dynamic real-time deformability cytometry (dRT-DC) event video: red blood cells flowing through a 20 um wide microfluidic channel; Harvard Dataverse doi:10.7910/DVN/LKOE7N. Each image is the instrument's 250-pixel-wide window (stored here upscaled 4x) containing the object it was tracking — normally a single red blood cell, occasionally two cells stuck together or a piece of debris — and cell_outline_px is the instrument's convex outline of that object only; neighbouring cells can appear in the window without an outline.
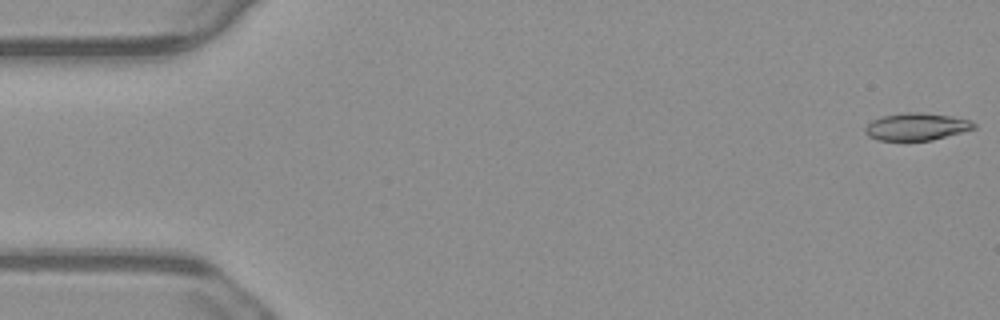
{"species": "common noctule bat (a hibernating species)", "species_latin": "Nyctalus noctula", "temperature_condition": "warm", "stored_images_in_passage": 51, "camera_frame_rate_fps": 3000, "um_per_image_px": 0.085, "animal": {"sex": "male", "body_mass_g": 23.1, "forearm_length_mm": 52.7}, "frame": {"image": 1, "passage_image": 1, "time_ms": 0.0, "image_size_px": [1000, 320], "cell_outline_px": [[976, 128], [932, 140], [876, 140], [868, 136], [864, 132], [864, 128], [872, 120], [884, 116], [908, 112], [924, 112], [952, 116], [972, 120], [976, 124]], "centroid_in_image_um": [77.92, 10.76], "position_along_channel_um": 7.1, "area_um2": 17.34}}
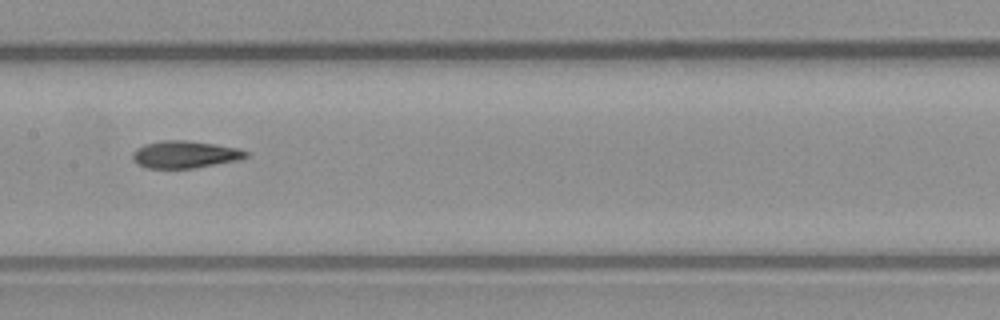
{"frame": {"image": 2, "passage_image": 27, "time_ms": 8.667, "image_size_px": [1000, 320], "cell_outline_px": [[252, 152], [248, 156], [240, 160], [196, 168], [148, 168], [132, 160], [132, 152], [136, 148], [144, 144], [160, 140], [184, 140], [216, 144], [240, 148]], "centroid_in_image_um": [15.77, 13.12], "position_along_channel_um": 191.6, "area_um2": 18.32}}
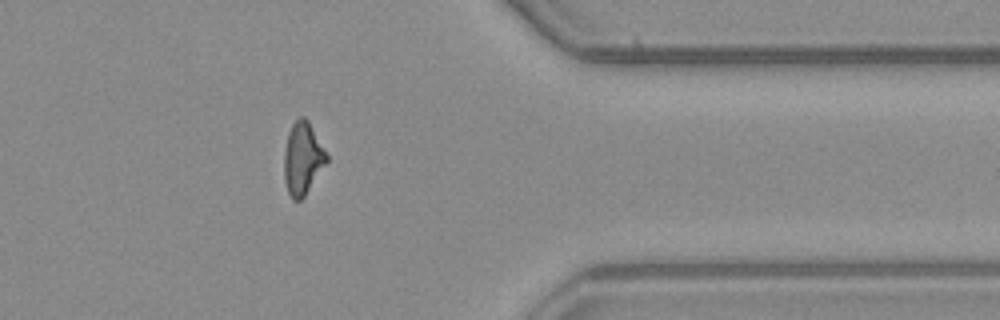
{"frame": {"image": 3, "passage_image": 44, "time_ms": 14.333, "image_size_px": [1000, 320], "cell_outline_px": [[328, 160], [304, 196], [300, 200], [292, 200], [288, 192], [284, 180], [284, 148], [288, 132], [292, 124], [300, 116], [304, 116], [308, 120], [328, 156]], "centroid_in_image_um": [25.7, 13.46], "position_along_channel_um": 385.7, "area_um2": 17.8}, "authors_computed_cell_mechanics": {"area_um2": 18.0336, "velocity_mm_per_s": 3.7631, "shape_relaxation_time_tau1_ms": 6.2933, "shape_relaxation_time_tau2_ms": 2.8579, "deformation_change_tau1": 0.1817, "deformation_change_tau2": 0.1129}}